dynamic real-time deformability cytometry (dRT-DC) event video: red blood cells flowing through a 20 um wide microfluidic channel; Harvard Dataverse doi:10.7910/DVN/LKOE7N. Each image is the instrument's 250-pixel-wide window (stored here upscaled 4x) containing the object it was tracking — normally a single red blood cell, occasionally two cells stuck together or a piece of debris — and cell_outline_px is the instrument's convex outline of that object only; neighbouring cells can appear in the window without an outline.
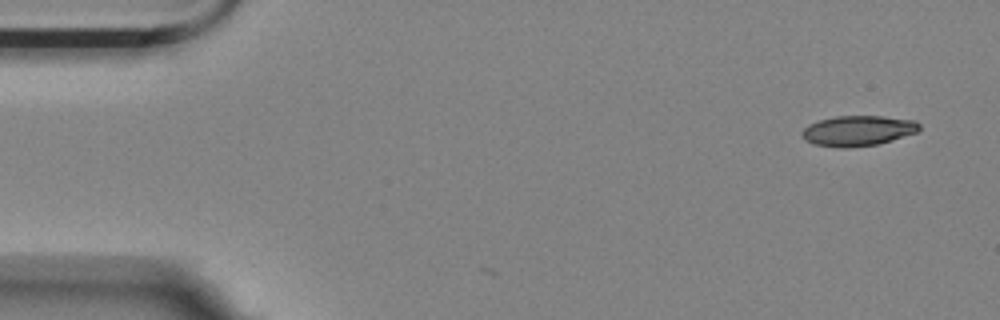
{"species": "Egyptian fruit bat (a non-hibernating species)", "species_latin": "Rousettus aegyptiacus", "temperature_condition": "room temperature", "stored_images_in_passage": 3, "camera_frame_rate_fps": 3000, "um_per_image_px": 0.085, "animal": {"sex": "female"}, "frame": {"image": 1, "passage_image": 3, "time_ms": 0.667, "image_size_px": [1000, 320], "cell_outline_px": [[920, 128], [916, 132], [880, 144], [848, 148], [840, 148], [812, 144], [804, 140], [800, 132], [808, 124], [820, 120], [836, 116], [884, 116], [916, 120], [920, 124]], "centroid_in_image_um": [72.9, 11.12], "position_along_channel_um": 12.1, "area_um2": 20.98}}